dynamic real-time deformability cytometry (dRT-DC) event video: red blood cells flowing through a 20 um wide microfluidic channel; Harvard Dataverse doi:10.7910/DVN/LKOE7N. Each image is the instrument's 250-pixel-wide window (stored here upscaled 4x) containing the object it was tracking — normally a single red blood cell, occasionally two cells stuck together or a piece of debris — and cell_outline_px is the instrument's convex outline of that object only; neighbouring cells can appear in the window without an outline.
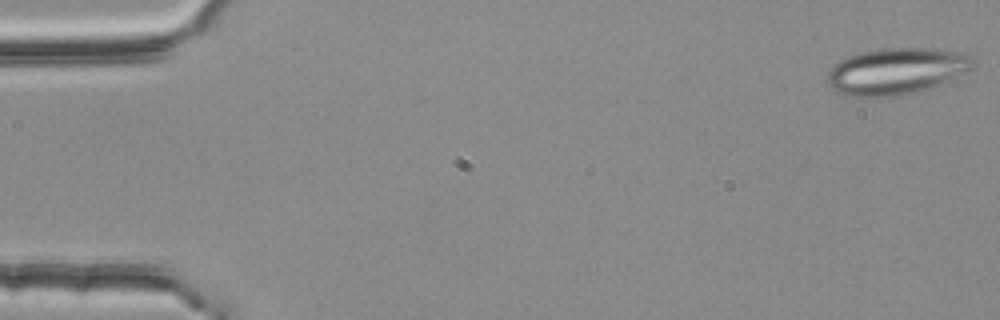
{"species": "common noctule bat (a hibernating species)", "species_latin": "Nyctalus noctula", "temperature_condition": "room temperature", "stored_images_in_passage": 54, "camera_frame_rate_fps": 3000, "um_per_image_px": 0.085, "animal": {"sex": "female", "body_mass_g": 25.1}, "frame": {"image": 1, "passage_image": 1, "time_ms": 0.0, "image_size_px": [1000, 320], "cell_outline_px": [[972, 68], [964, 72], [928, 88], [916, 92], [900, 96], [852, 96], [836, 92], [828, 84], [828, 72], [840, 60], [848, 56], [880, 48], [924, 48], [964, 52], [972, 56]], "centroid_in_image_um": [76.16, 6.04], "position_along_channel_um": 8.8, "area_um2": 38.84}}
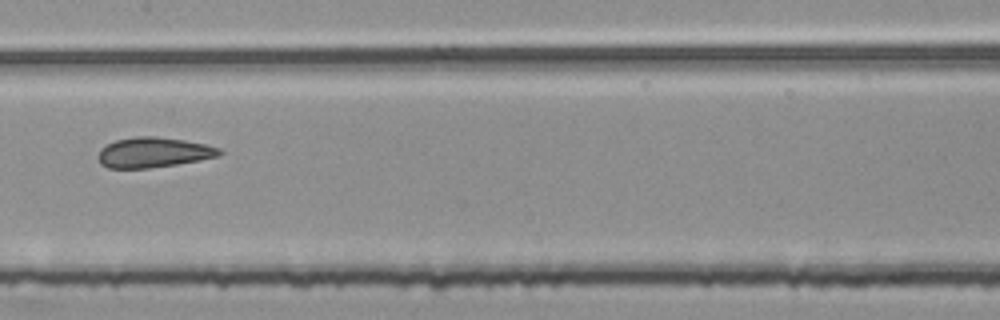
{"frame": {"image": 2, "passage_image": 27, "time_ms": 8.667, "image_size_px": [1000, 320], "cell_outline_px": [[224, 152], [220, 156], [200, 160], [176, 164], [148, 168], [108, 168], [100, 164], [96, 156], [100, 148], [116, 140], [140, 136], [156, 136], [184, 140], [204, 144], [220, 148]], "centroid_in_image_um": [13.03, 12.96], "position_along_channel_um": 194.4, "area_um2": 21.39}}
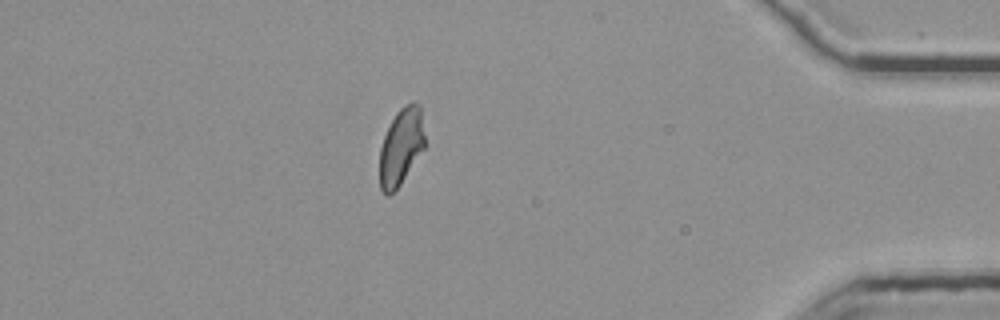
{"frame": {"image": 3, "passage_image": 47, "time_ms": 15.333, "image_size_px": [1000, 320], "cell_outline_px": [[424, 148], [400, 184], [388, 196], [380, 188], [380, 148], [384, 136], [396, 112], [404, 104], [412, 100], [420, 104], [424, 136]], "centroid_in_image_um": [34.09, 12.42], "position_along_channel_um": 401.1, "area_um2": 20.0}, "authors_computed_cell_mechanics": {"area_um2": 21.5305, "velocity_mm_per_s": 3.7677, "shape_relaxation_time_tau1_ms": null, "shape_relaxation_time_tau2_ms": 1.6056, "deformation_change_tau1": null, "deformation_change_tau2": 0.0924}}